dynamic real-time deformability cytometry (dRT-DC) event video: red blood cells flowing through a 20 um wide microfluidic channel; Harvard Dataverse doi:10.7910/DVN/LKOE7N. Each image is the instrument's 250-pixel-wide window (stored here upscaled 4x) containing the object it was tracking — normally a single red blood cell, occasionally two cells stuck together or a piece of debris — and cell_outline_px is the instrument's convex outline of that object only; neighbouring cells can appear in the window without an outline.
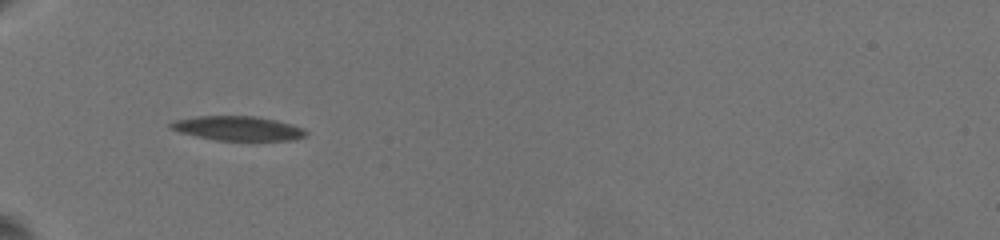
{"species": "common noctule bat (a hibernating species)", "species_latin": "Nyctalus noctula", "temperature_condition": "warm", "stored_images_in_passage": 76, "camera_frame_rate_fps": 3000, "um_per_image_px": 0.085, "animal": {"sex": "female", "body_mass_g": 19.5, "forearm_length_mm": 54.1}, "frame": {"image": 1, "passage_image": 1, "time_ms": 0.0, "image_size_px": [1000, 240], "cell_outline_px": [[308, 132], [304, 136], [296, 140], [216, 140], [180, 132], [172, 128], [168, 124], [176, 120], [196, 116], [252, 116], [276, 120], [300, 128]], "centroid_in_image_um": [20.21, 10.91], "position_along_channel_um": 64.8, "area_um2": 18.79}}
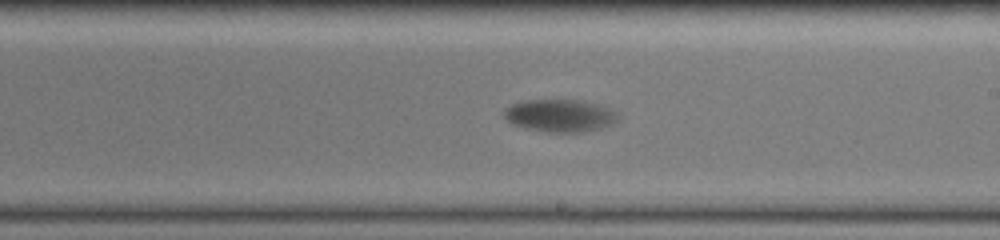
{"frame": {"image": 2, "passage_image": 35, "time_ms": 6.0, "image_size_px": [1000, 240], "cell_outline_px": [[616, 120], [612, 124], [600, 128], [584, 132], [548, 132], [528, 128], [516, 124], [508, 120], [504, 116], [504, 112], [512, 104], [528, 100], [584, 100], [600, 104], [608, 108], [612, 112]], "centroid_in_image_um": [47.6, 9.82], "position_along_channel_um": 241.4, "area_um2": 21.04}}
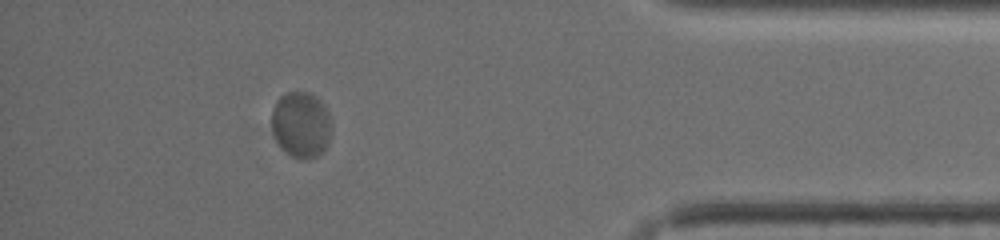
{"frame": {"image": 3, "passage_image": 64, "time_ms": 12.333, "image_size_px": [1000, 240], "cell_outline_px": [[328, 144], [324, 152], [308, 160], [304, 160], [292, 156], [280, 144], [272, 128], [272, 108], [276, 100], [280, 96], [288, 92], [308, 92], [316, 96], [324, 104], [328, 112]], "centroid_in_image_um": [25.58, 10.57], "position_along_channel_um": 409.6, "area_um2": 22.6}, "authors_computed_cell_mechanics": {"area_um2": 21.2415, "velocity_mm_per_s": 3.1594, "shape_relaxation_time_tau1_ms": 4.8296, "shape_relaxation_time_tau2_ms": null, "deformation_change_tau1": 0.181, "deformation_change_tau2": null}}